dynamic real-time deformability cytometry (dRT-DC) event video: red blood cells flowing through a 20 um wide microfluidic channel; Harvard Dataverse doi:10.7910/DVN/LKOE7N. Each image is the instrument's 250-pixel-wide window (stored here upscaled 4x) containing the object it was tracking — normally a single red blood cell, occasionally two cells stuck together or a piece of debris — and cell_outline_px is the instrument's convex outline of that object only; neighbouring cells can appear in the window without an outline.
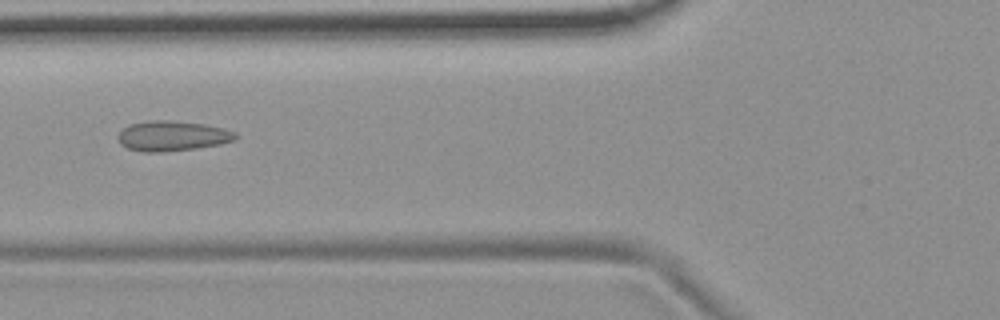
{"species": "common noctule bat (a hibernating species)", "species_latin": "Nyctalus noctula", "temperature_condition": "room temperature", "stored_images_in_passage": 37, "camera_frame_rate_fps": 3000, "um_per_image_px": 0.085, "animal": {"sex": "female", "body_mass_g": 19.9}, "frame": {"image": 1, "passage_image": 4, "time_ms": 1.0, "image_size_px": [1000, 320], "cell_outline_px": [[240, 136], [236, 140], [220, 144], [196, 148], [160, 152], [144, 152], [128, 148], [120, 144], [116, 136], [128, 124], [148, 120], [168, 120], [204, 124], [224, 128], [236, 132]], "centroid_in_image_um": [14.66, 11.55], "position_along_channel_um": 111.1, "area_um2": 20.81}}
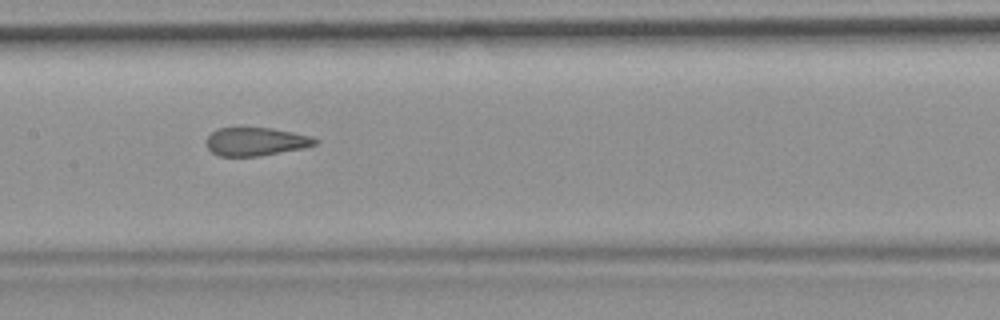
{"frame": {"image": 2, "passage_image": 10, "time_ms": 3.0, "image_size_px": [1000, 320], "cell_outline_px": [[320, 140], [316, 144], [300, 148], [260, 156], [220, 156], [212, 152], [204, 144], [204, 140], [216, 128], [236, 124], [272, 128], [312, 136]], "centroid_in_image_um": [21.65, 11.97], "position_along_channel_um": 185.8, "area_um2": 18.73}}
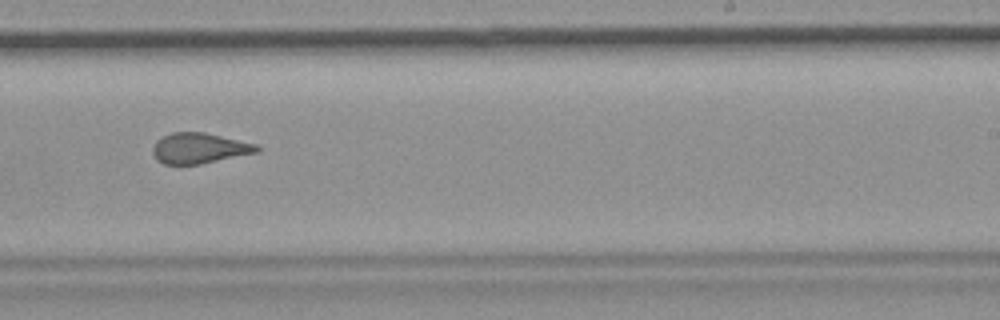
{"frame": {"image": 3, "passage_image": 17, "time_ms": 5.333, "image_size_px": [1000, 320], "cell_outline_px": [[260, 152], [200, 164], [164, 164], [156, 160], [152, 152], [152, 148], [156, 140], [172, 132], [204, 132], [256, 144], [260, 148]], "centroid_in_image_um": [16.93, 12.6], "position_along_channel_um": 272.1, "area_um2": 18.55}}